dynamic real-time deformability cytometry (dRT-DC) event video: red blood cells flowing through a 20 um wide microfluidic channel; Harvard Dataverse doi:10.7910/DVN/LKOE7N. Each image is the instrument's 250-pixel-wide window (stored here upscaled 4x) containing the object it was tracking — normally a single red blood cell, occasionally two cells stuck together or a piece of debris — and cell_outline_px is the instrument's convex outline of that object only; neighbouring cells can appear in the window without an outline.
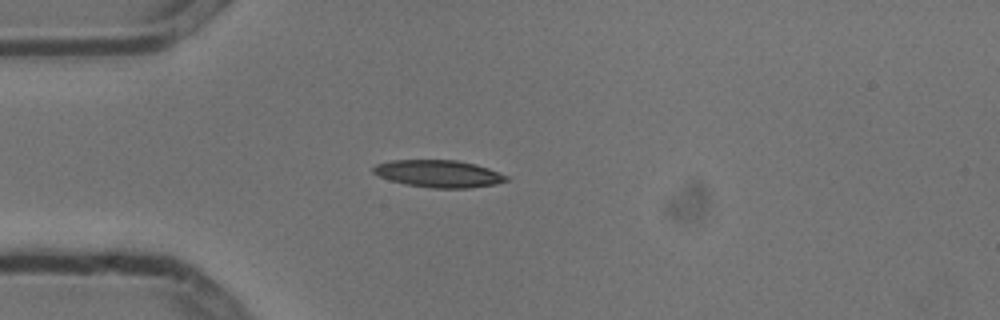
{"species": "common noctule bat (a hibernating species)", "species_latin": "Nyctalus noctula", "temperature_condition": "cold", "stored_images_in_passage": 4, "camera_frame_rate_fps": 3000, "um_per_image_px": 0.085, "animal": {"sex": "male", "body_mass_g": 13.3}, "frame": {"image": 1, "passage_image": 3, "time_ms": 0.667, "image_size_px": [1000, 320], "cell_outline_px": [[508, 180], [496, 184], [468, 188], [432, 188], [404, 184], [388, 180], [372, 172], [372, 168], [376, 164], [392, 160], [456, 160], [476, 164], [488, 168], [508, 176]], "centroid_in_image_um": [37.27, 14.76], "position_along_channel_um": 47.7, "area_um2": 21.15}}